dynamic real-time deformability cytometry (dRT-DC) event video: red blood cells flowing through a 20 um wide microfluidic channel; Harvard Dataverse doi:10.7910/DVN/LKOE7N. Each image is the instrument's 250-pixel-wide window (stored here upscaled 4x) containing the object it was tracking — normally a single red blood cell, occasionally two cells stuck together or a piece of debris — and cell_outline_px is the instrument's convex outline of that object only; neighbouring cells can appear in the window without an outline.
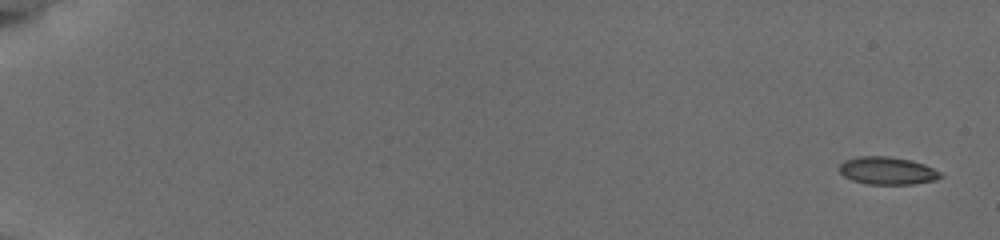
{"species": "common noctule bat (a hibernating species)", "species_latin": "Nyctalus noctula", "temperature_condition": "cold", "stored_images_in_passage": 41, "camera_frame_rate_fps": 3000, "um_per_image_px": 0.085, "animal": {"sex": "female", "body_mass_g": 19.5, "forearm_length_mm": 54.1}, "frame": {"image": 1, "passage_image": 1, "time_ms": 0.0, "image_size_px": [1000, 240], "cell_outline_px": [[944, 176], [936, 180], [912, 184], [864, 184], [852, 180], [844, 176], [840, 172], [840, 164], [844, 160], [860, 156], [888, 156], [912, 160], [924, 164], [940, 172]], "centroid_in_image_um": [75.43, 14.51], "position_along_channel_um": 9.6, "area_um2": 16.36}}
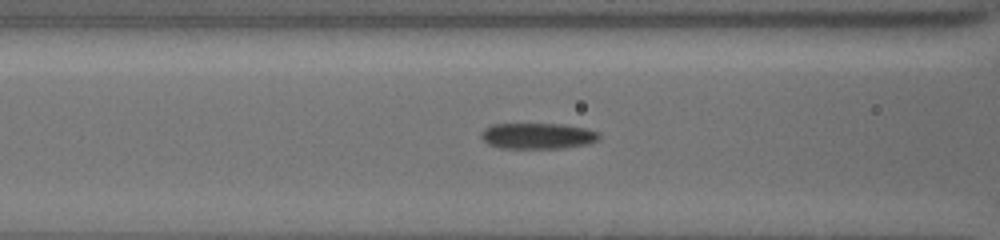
{"frame": {"image": 2, "passage_image": 29, "time_ms": 8.0, "image_size_px": [1000, 240], "cell_outline_px": [[600, 140], [588, 144], [564, 148], [500, 148], [488, 144], [480, 136], [480, 132], [484, 128], [492, 124], [564, 124], [584, 128], [600, 132]], "centroid_in_image_um": [45.72, 11.55], "position_along_channel_um": 120.9, "area_um2": 18.03}}
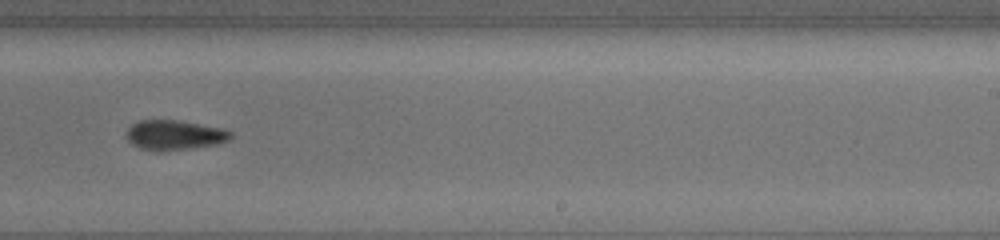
{"frame": {"image": 3, "passage_image": 40, "time_ms": 12.0, "image_size_px": [1000, 240], "cell_outline_px": [[232, 136], [228, 140], [220, 144], [160, 152], [156, 152], [140, 148], [132, 144], [124, 136], [128, 128], [132, 124], [140, 120], [176, 120], [224, 128], [232, 132]], "centroid_in_image_um": [14.82, 11.49], "position_along_channel_um": 274.2, "area_um2": 18.38}}